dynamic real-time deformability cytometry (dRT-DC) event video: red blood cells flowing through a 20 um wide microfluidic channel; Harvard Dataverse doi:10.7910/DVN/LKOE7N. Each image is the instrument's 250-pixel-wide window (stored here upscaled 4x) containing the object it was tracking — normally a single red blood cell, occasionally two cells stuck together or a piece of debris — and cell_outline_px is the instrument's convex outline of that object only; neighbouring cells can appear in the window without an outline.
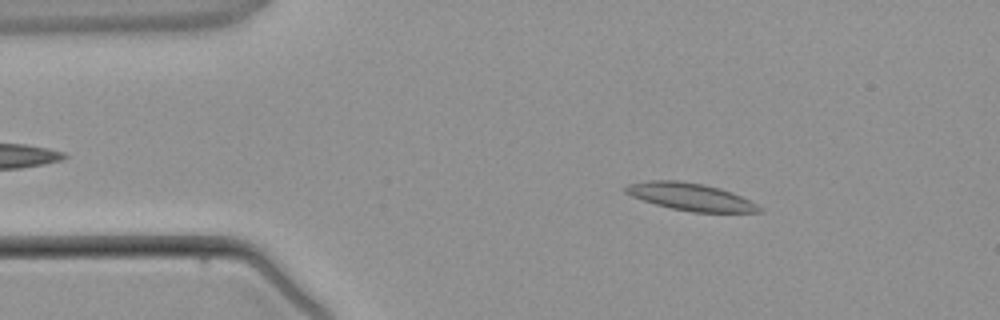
{"species": "common noctule bat (a hibernating species)", "species_latin": "Nyctalus noctula", "temperature_condition": "warm", "stored_images_in_passage": 2, "camera_frame_rate_fps": 3000, "um_per_image_px": 0.085, "animal": {"sex": "male", "body_mass_g": 21.5, "forearm_length_mm": 52.0}, "frame": {"image": 1, "passage_image": 1, "time_ms": 0.0, "image_size_px": [1000, 320], "cell_outline_px": [[764, 212], [692, 212], [672, 208], [656, 204], [632, 196], [624, 192], [624, 188], [628, 184], [648, 180], [680, 180], [704, 184], [720, 188], [732, 192], [764, 208]], "centroid_in_image_um": [58.71, 16.72], "position_along_channel_um": 26.3, "area_um2": 21.27}}